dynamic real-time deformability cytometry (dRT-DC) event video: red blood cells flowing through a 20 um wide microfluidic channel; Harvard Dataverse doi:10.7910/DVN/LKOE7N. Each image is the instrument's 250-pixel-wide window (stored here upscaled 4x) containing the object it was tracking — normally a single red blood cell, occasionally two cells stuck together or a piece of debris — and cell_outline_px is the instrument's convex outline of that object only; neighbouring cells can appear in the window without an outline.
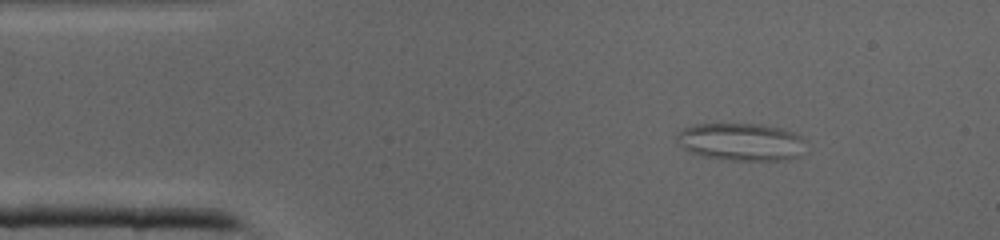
{"species": "common noctule bat (a hibernating species)", "species_latin": "Nyctalus noctula", "temperature_condition": "cold", "stored_images_in_passage": 11, "camera_frame_rate_fps": 3000, "um_per_image_px": 0.085, "animal": {"sex": "male", "body_mass_g": 19.0, "forearm_length_mm": 50.8}, "frame": {"image": 1, "passage_image": 5, "time_ms": 1.333, "image_size_px": [1000, 240], "cell_outline_px": [[804, 140], [796, 156], [776, 160], [736, 160], [708, 156], [696, 152], [688, 148], [676, 140], [676, 136], [684, 128], [696, 124], [760, 124], [784, 128], [800, 136]], "centroid_in_image_um": [63.0, 12.02], "position_along_channel_um": 22.0, "area_um2": 27.11}}